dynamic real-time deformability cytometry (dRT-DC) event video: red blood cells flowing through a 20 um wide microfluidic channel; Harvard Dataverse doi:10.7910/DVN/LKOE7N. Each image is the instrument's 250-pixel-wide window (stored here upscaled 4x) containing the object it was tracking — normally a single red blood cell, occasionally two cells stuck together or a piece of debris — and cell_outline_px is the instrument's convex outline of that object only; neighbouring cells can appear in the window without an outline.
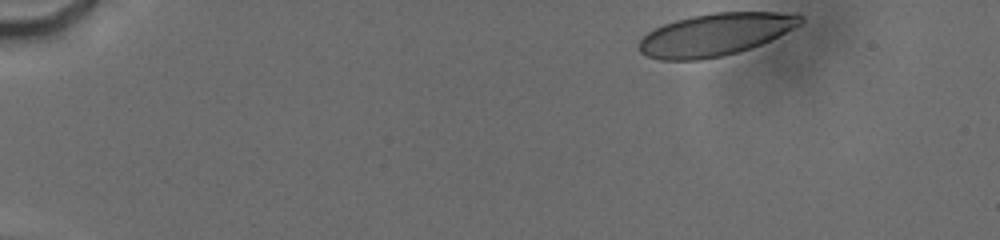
{"species": "human", "species_latin": "Homo sapiens", "temperature_condition": "cold", "stored_images_in_passage": 19, "camera_frame_rate_fps": 3000, "um_per_image_px": 0.085, "donor": {"sex": "male"}, "frame": {"image": 1, "passage_image": 1, "time_ms": 0.0, "image_size_px": [1000, 240], "cell_outline_px": [[804, 20], [800, 24], [752, 48], [720, 56], [700, 60], [660, 60], [644, 56], [640, 52], [640, 40], [648, 32], [664, 24], [676, 20], [692, 16], [716, 12], [776, 12], [800, 16]], "centroid_in_image_um": [60.73, 2.95], "position_along_channel_um": 24.3, "area_um2": 39.25}}
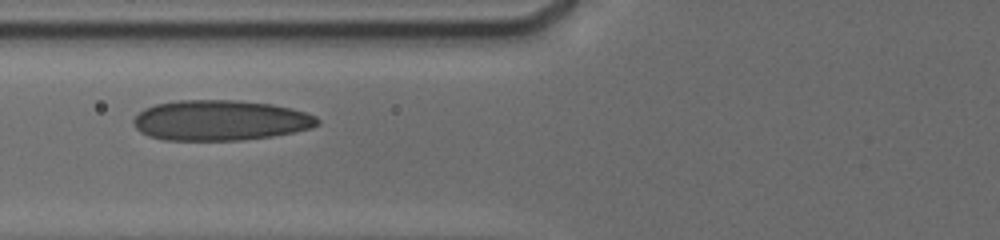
{"frame": {"image": 2, "passage_image": 12, "time_ms": 5.333, "image_size_px": [1000, 240], "cell_outline_px": [[320, 124], [312, 128], [272, 136], [244, 140], [164, 140], [148, 136], [140, 132], [132, 124], [132, 120], [144, 108], [156, 104], [176, 100], [236, 100], [272, 104], [292, 108], [316, 116], [320, 120]], "centroid_in_image_um": [18.71, 10.23], "position_along_channel_um": 107.1, "area_um2": 43.52}}
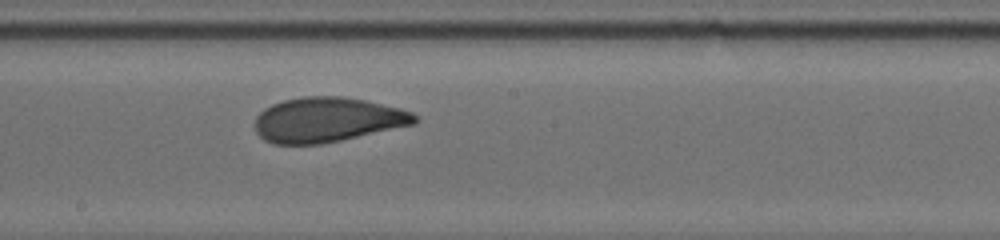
{"frame": {"image": 3, "passage_image": 19, "time_ms": 8.333, "image_size_px": [1000, 240], "cell_outline_px": [[420, 120], [416, 124], [340, 140], [320, 144], [272, 144], [264, 140], [256, 132], [256, 116], [264, 108], [272, 104], [284, 100], [304, 96], [344, 96], [364, 100], [400, 108], [412, 112], [420, 116]], "centroid_in_image_um": [27.85, 10.17], "position_along_channel_um": 220.4, "area_um2": 41.85}}